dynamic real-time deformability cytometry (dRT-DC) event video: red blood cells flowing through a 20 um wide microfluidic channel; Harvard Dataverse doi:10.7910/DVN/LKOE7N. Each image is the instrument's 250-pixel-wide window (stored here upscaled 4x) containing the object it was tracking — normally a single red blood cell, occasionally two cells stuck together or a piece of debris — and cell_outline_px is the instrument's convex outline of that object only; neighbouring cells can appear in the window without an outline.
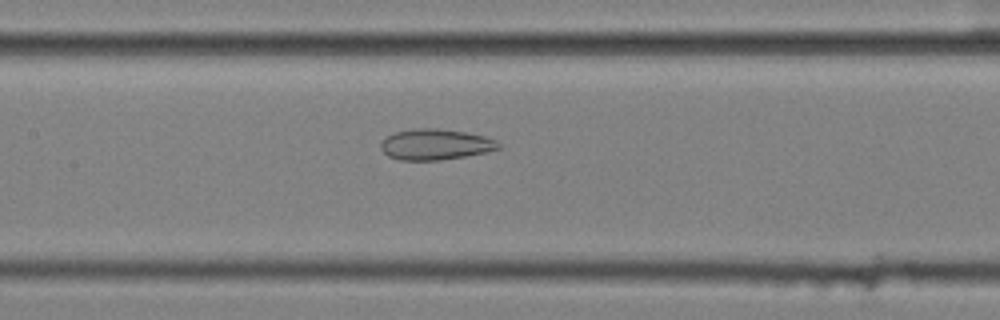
{"species": "common noctule bat (a hibernating species)", "species_latin": "Nyctalus noctula", "temperature_condition": "cold", "stored_images_in_passage": 58, "camera_frame_rate_fps": 3000, "um_per_image_px": 0.085, "animal": {"sex": "female", "body_mass_g": 25.1}, "frame": {"image": 1, "passage_image": 28, "time_ms": 9.0, "image_size_px": [1000, 320], "cell_outline_px": [[500, 148], [484, 152], [464, 156], [440, 160], [400, 160], [388, 156], [380, 148], [380, 144], [388, 136], [396, 132], [412, 128], [436, 128], [464, 132], [484, 136], [496, 140], [500, 144]], "centroid_in_image_um": [36.99, 12.27], "position_along_channel_um": 170.4, "area_um2": 20.92}}
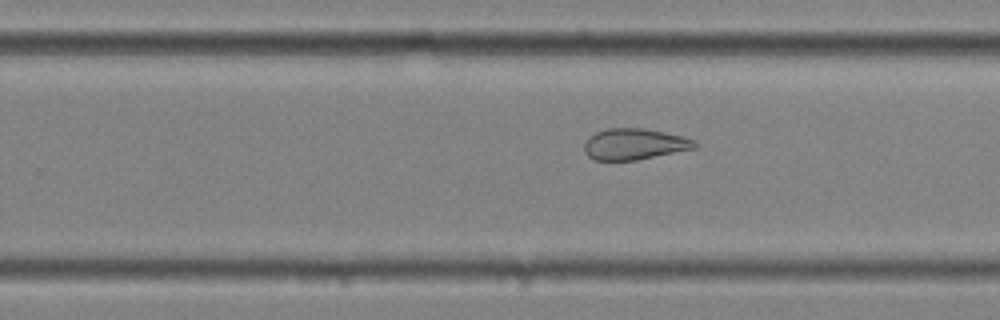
{"frame": {"image": 2, "passage_image": 37, "time_ms": 12.0, "image_size_px": [1000, 320], "cell_outline_px": [[696, 148], [636, 160], [596, 160], [588, 156], [584, 152], [584, 144], [588, 136], [596, 132], [608, 128], [644, 128], [684, 136], [696, 140]], "centroid_in_image_um": [53.91, 12.24], "position_along_channel_um": 275.9, "area_um2": 20.11}}
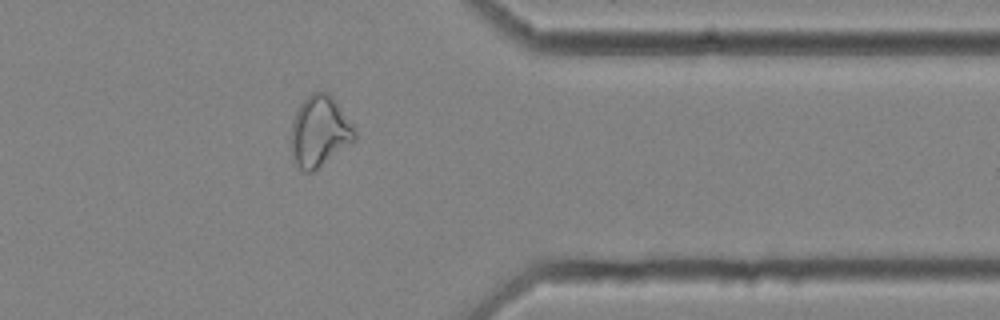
{"frame": {"image": 3, "passage_image": 47, "time_ms": 15.333, "image_size_px": [1000, 320], "cell_outline_px": [[356, 140], [312, 172], [304, 172], [296, 164], [292, 156], [292, 120], [300, 104], [312, 92], [328, 92], [336, 100], [352, 124], [356, 132]], "centroid_in_image_um": [27.18, 11.16], "position_along_channel_um": 384.2, "area_um2": 26.07}, "authors_computed_cell_mechanics": {"area_um2": 27.3105, "velocity_mm_per_s": 3.5255, "shape_relaxation_time_tau1_ms": null, "shape_relaxation_time_tau2_ms": 2.441, "deformation_change_tau1": null, "deformation_change_tau2": 0.0992}}